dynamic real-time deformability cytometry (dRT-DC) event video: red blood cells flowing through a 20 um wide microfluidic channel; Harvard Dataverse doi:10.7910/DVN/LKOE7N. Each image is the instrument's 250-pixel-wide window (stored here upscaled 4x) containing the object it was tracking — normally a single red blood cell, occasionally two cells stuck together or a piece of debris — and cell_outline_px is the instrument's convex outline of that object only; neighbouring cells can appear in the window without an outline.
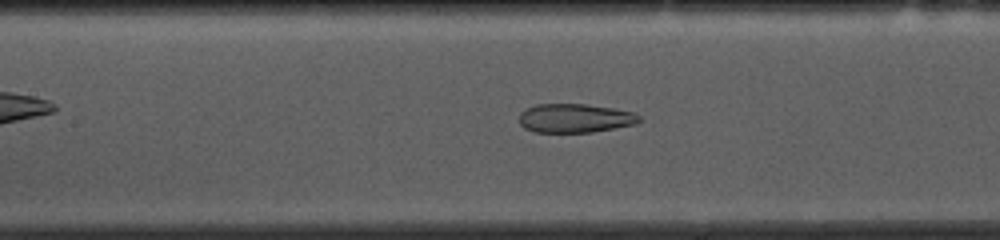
{"species": "common noctule bat (a hibernating species)", "species_latin": "Nyctalus noctula", "temperature_condition": "cold", "stored_images_in_passage": 53, "camera_frame_rate_fps": 3000, "um_per_image_px": 0.085, "animal": {"sex": "female", "body_mass_g": 10.0, "forearm_length_mm": 53.1}, "frame": {"image": 1, "passage_image": 22, "time_ms": 7.0, "image_size_px": [1000, 240], "cell_outline_px": [[640, 120], [636, 124], [592, 132], [536, 132], [524, 128], [520, 124], [520, 112], [524, 108], [536, 104], [588, 104], [612, 108], [632, 112], [640, 116]], "centroid_in_image_um": [48.84, 10.04], "position_along_channel_um": 158.6, "area_um2": 20.23}}
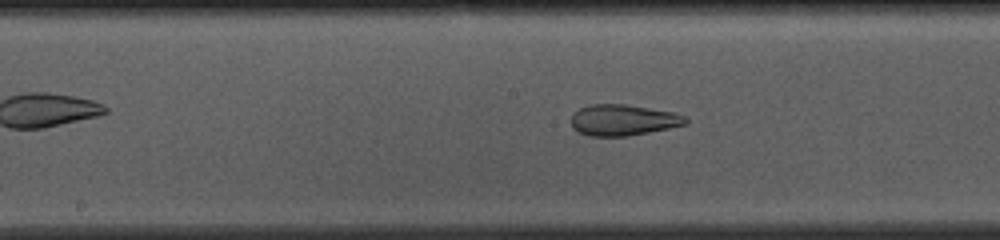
{"frame": {"image": 2, "passage_image": 25, "time_ms": 8.0, "image_size_px": [1000, 240], "cell_outline_px": [[688, 124], [628, 136], [588, 136], [576, 132], [572, 128], [572, 112], [588, 104], [624, 104], [676, 112], [684, 116], [688, 120]], "centroid_in_image_um": [52.94, 10.2], "position_along_channel_um": 195.3, "area_um2": 20.92}}
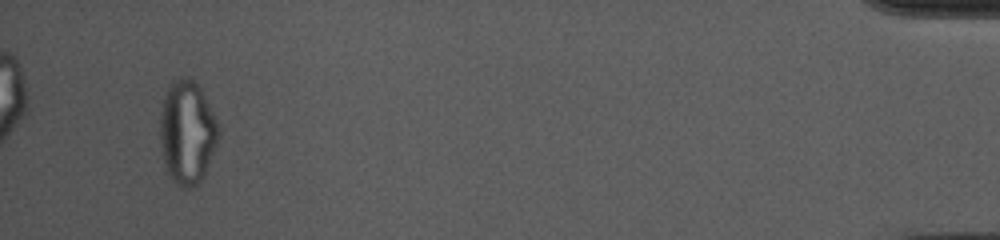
{"frame": {"image": 3, "passage_image": 50, "time_ms": 16.333, "image_size_px": [1000, 240], "cell_outline_px": [[220, 136], [204, 172], [200, 180], [196, 184], [188, 188], [180, 188], [172, 180], [168, 172], [164, 160], [160, 140], [160, 112], [164, 96], [168, 84], [180, 76], [184, 76], [192, 80], [200, 88], [216, 120]], "centroid_in_image_um": [15.88, 11.22], "position_along_channel_um": 419.3, "area_um2": 34.8}, "authors_computed_cell_mechanics": {"area_um2": 26.01, "velocity_mm_per_s": 3.6735, "shape_relaxation_time_tau1_ms": null, "shape_relaxation_time_tau2_ms": 1.7665, "deformation_change_tau1": null, "deformation_change_tau2": 0.0929}}